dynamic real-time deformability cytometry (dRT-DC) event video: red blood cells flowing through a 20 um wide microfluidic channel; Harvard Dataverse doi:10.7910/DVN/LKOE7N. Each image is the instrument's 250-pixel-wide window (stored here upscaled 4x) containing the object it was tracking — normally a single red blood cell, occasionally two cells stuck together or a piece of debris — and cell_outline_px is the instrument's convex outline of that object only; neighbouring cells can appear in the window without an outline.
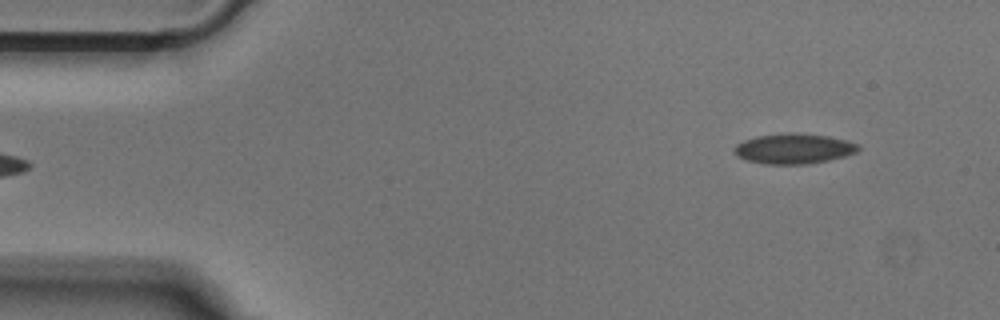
{"species": "Egyptian fruit bat (a non-hibernating species)", "species_latin": "Rousettus aegyptiacus", "temperature_condition": "cold", "stored_images_in_passage": 47, "camera_frame_rate_fps": 3000, "um_per_image_px": 0.085, "animal": {"sex": "male"}, "frame": {"image": 1, "passage_image": 1, "time_ms": 0.0, "image_size_px": [1000, 320], "cell_outline_px": [[860, 148], [856, 152], [844, 156], [828, 160], [808, 164], [764, 164], [748, 160], [736, 156], [736, 144], [744, 140], [756, 136], [792, 132], [828, 136], [860, 144]], "centroid_in_image_um": [67.48, 12.63], "position_along_channel_um": 17.5, "area_um2": 21.68}}
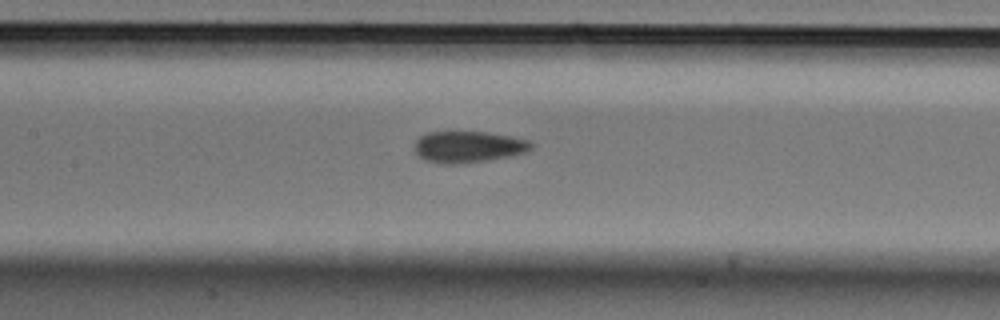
{"frame": {"image": 2, "passage_image": 19, "time_ms": 6.0, "image_size_px": [1000, 320], "cell_outline_px": [[532, 148], [524, 152], [508, 156], [484, 160], [456, 164], [440, 164], [424, 160], [416, 156], [412, 148], [416, 140], [420, 136], [428, 132], [488, 132], [528, 140], [532, 144]], "centroid_in_image_um": [39.69, 12.48], "position_along_channel_um": 167.7, "area_um2": 21.33}}
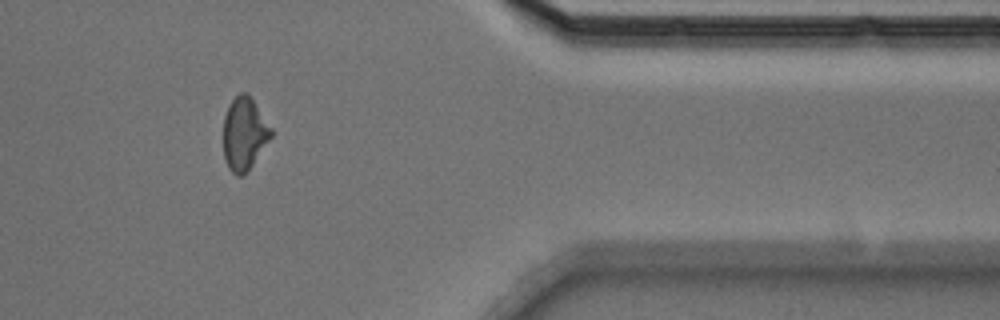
{"frame": {"image": 3, "passage_image": 38, "time_ms": 12.333, "image_size_px": [1000, 320], "cell_outline_px": [[272, 136], [248, 172], [240, 176], [236, 176], [228, 168], [224, 156], [224, 116], [228, 104], [240, 92], [248, 92], [272, 128]], "centroid_in_image_um": [20.77, 11.36], "position_along_channel_um": 390.6, "area_um2": 20.4}}